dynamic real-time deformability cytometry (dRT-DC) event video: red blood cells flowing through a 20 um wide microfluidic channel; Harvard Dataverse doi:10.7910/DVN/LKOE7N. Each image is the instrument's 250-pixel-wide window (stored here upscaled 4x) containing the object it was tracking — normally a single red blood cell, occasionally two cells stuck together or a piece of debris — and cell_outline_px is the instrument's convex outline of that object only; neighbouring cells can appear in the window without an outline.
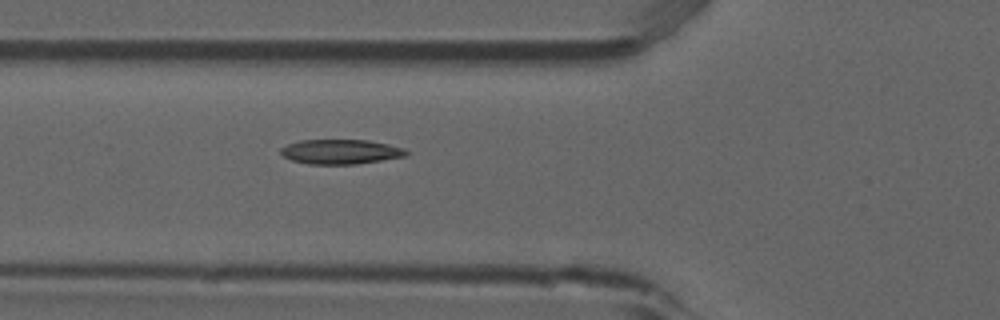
{"species": "common noctule bat (a hibernating species)", "species_latin": "Nyctalus noctula", "temperature_condition": "room temperature", "stored_images_in_passage": 36, "camera_frame_rate_fps": 3000, "um_per_image_px": 0.085, "animal": {"sex": "male", "forearm_length_mm": 52.5}, "frame": {"image": 1, "passage_image": 6, "time_ms": 1.667, "image_size_px": [1000, 320], "cell_outline_px": [[408, 156], [356, 164], [308, 164], [292, 160], [284, 156], [280, 152], [280, 148], [288, 144], [300, 140], [368, 140], [388, 144], [404, 148], [408, 152]], "centroid_in_image_um": [28.97, 12.89], "position_along_channel_um": 96.8, "area_um2": 18.03}, "authors_computed_cell_mechanics": {"area_um2": 18.0336, "velocity_mm_per_s": 3.8934, "shape_relaxation_time_tau1_ms": 9.2346, "shape_relaxation_time_tau2_ms": 2.0923, "deformation_change_tau1": 0.2263, "deformation_change_tau2": 0.0777}}